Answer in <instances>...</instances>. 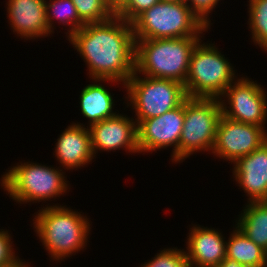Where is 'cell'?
<instances>
[{"label":"cell","mask_w":267,"mask_h":267,"mask_svg":"<svg viewBox=\"0 0 267 267\" xmlns=\"http://www.w3.org/2000/svg\"><path fill=\"white\" fill-rule=\"evenodd\" d=\"M92 81L94 83L82 88L81 95H79L81 113L89 123L86 127L118 114L113 111L115 105L113 95L103 84H100L107 81L113 84L118 81L112 79H92Z\"/></svg>","instance_id":"e0dca14e"},{"label":"cell","mask_w":267,"mask_h":267,"mask_svg":"<svg viewBox=\"0 0 267 267\" xmlns=\"http://www.w3.org/2000/svg\"><path fill=\"white\" fill-rule=\"evenodd\" d=\"M185 117V101L164 114L142 120L137 124L139 153H153L159 149L172 148L171 161L177 163V149Z\"/></svg>","instance_id":"30bf717a"},{"label":"cell","mask_w":267,"mask_h":267,"mask_svg":"<svg viewBox=\"0 0 267 267\" xmlns=\"http://www.w3.org/2000/svg\"><path fill=\"white\" fill-rule=\"evenodd\" d=\"M12 235L6 229H0V267L6 266H30L15 254ZM23 261V262H22Z\"/></svg>","instance_id":"cb8c5ba5"},{"label":"cell","mask_w":267,"mask_h":267,"mask_svg":"<svg viewBox=\"0 0 267 267\" xmlns=\"http://www.w3.org/2000/svg\"><path fill=\"white\" fill-rule=\"evenodd\" d=\"M185 249L164 248L157 253L151 260H147L141 267H190L186 257Z\"/></svg>","instance_id":"603a6c76"},{"label":"cell","mask_w":267,"mask_h":267,"mask_svg":"<svg viewBox=\"0 0 267 267\" xmlns=\"http://www.w3.org/2000/svg\"><path fill=\"white\" fill-rule=\"evenodd\" d=\"M222 107L216 98H190L185 100L184 124L177 149V163L196 152H212Z\"/></svg>","instance_id":"ba28073f"},{"label":"cell","mask_w":267,"mask_h":267,"mask_svg":"<svg viewBox=\"0 0 267 267\" xmlns=\"http://www.w3.org/2000/svg\"><path fill=\"white\" fill-rule=\"evenodd\" d=\"M196 44L189 62L185 91L190 98H216L238 77L236 70L214 43Z\"/></svg>","instance_id":"5b68a950"},{"label":"cell","mask_w":267,"mask_h":267,"mask_svg":"<svg viewBox=\"0 0 267 267\" xmlns=\"http://www.w3.org/2000/svg\"><path fill=\"white\" fill-rule=\"evenodd\" d=\"M220 0H186L187 6L192 14L201 22V24L210 29L211 20L209 14L215 9Z\"/></svg>","instance_id":"d4e9b609"},{"label":"cell","mask_w":267,"mask_h":267,"mask_svg":"<svg viewBox=\"0 0 267 267\" xmlns=\"http://www.w3.org/2000/svg\"><path fill=\"white\" fill-rule=\"evenodd\" d=\"M200 37L135 40V72L185 85L189 62Z\"/></svg>","instance_id":"3957f363"},{"label":"cell","mask_w":267,"mask_h":267,"mask_svg":"<svg viewBox=\"0 0 267 267\" xmlns=\"http://www.w3.org/2000/svg\"><path fill=\"white\" fill-rule=\"evenodd\" d=\"M135 40L203 37L205 28L186 3L158 2L132 22Z\"/></svg>","instance_id":"8992f818"},{"label":"cell","mask_w":267,"mask_h":267,"mask_svg":"<svg viewBox=\"0 0 267 267\" xmlns=\"http://www.w3.org/2000/svg\"><path fill=\"white\" fill-rule=\"evenodd\" d=\"M164 3H186V0H159Z\"/></svg>","instance_id":"f1b7e54d"},{"label":"cell","mask_w":267,"mask_h":267,"mask_svg":"<svg viewBox=\"0 0 267 267\" xmlns=\"http://www.w3.org/2000/svg\"><path fill=\"white\" fill-rule=\"evenodd\" d=\"M158 2L159 0H128L116 15L131 23L138 15Z\"/></svg>","instance_id":"484cf974"},{"label":"cell","mask_w":267,"mask_h":267,"mask_svg":"<svg viewBox=\"0 0 267 267\" xmlns=\"http://www.w3.org/2000/svg\"><path fill=\"white\" fill-rule=\"evenodd\" d=\"M226 240V258L247 267H267V252L256 245L235 225Z\"/></svg>","instance_id":"d6986e66"},{"label":"cell","mask_w":267,"mask_h":267,"mask_svg":"<svg viewBox=\"0 0 267 267\" xmlns=\"http://www.w3.org/2000/svg\"><path fill=\"white\" fill-rule=\"evenodd\" d=\"M55 168L21 161L1 176V188L20 204L46 202L52 198L55 200L69 189L66 172L59 167Z\"/></svg>","instance_id":"277c9868"},{"label":"cell","mask_w":267,"mask_h":267,"mask_svg":"<svg viewBox=\"0 0 267 267\" xmlns=\"http://www.w3.org/2000/svg\"><path fill=\"white\" fill-rule=\"evenodd\" d=\"M81 213L66 205L47 204L33 215L37 238L53 261H64L87 246L91 221Z\"/></svg>","instance_id":"7a4b0ae2"},{"label":"cell","mask_w":267,"mask_h":267,"mask_svg":"<svg viewBox=\"0 0 267 267\" xmlns=\"http://www.w3.org/2000/svg\"><path fill=\"white\" fill-rule=\"evenodd\" d=\"M67 40L82 56L91 80L112 79L124 88L135 72L132 24L117 15L104 22L85 24Z\"/></svg>","instance_id":"6da1fadb"},{"label":"cell","mask_w":267,"mask_h":267,"mask_svg":"<svg viewBox=\"0 0 267 267\" xmlns=\"http://www.w3.org/2000/svg\"><path fill=\"white\" fill-rule=\"evenodd\" d=\"M266 141L267 130L264 127L233 121L222 115L211 153L232 164L261 147Z\"/></svg>","instance_id":"8fae6325"},{"label":"cell","mask_w":267,"mask_h":267,"mask_svg":"<svg viewBox=\"0 0 267 267\" xmlns=\"http://www.w3.org/2000/svg\"><path fill=\"white\" fill-rule=\"evenodd\" d=\"M6 6L10 27L21 39L52 35L46 20V0H8Z\"/></svg>","instance_id":"9a60e30c"},{"label":"cell","mask_w":267,"mask_h":267,"mask_svg":"<svg viewBox=\"0 0 267 267\" xmlns=\"http://www.w3.org/2000/svg\"><path fill=\"white\" fill-rule=\"evenodd\" d=\"M110 10L116 15L128 0H104Z\"/></svg>","instance_id":"4316f807"},{"label":"cell","mask_w":267,"mask_h":267,"mask_svg":"<svg viewBox=\"0 0 267 267\" xmlns=\"http://www.w3.org/2000/svg\"><path fill=\"white\" fill-rule=\"evenodd\" d=\"M94 156L98 151L124 149L127 153H139L136 121L127 115L118 114L88 126Z\"/></svg>","instance_id":"7c38bea8"},{"label":"cell","mask_w":267,"mask_h":267,"mask_svg":"<svg viewBox=\"0 0 267 267\" xmlns=\"http://www.w3.org/2000/svg\"><path fill=\"white\" fill-rule=\"evenodd\" d=\"M71 1L74 3L80 19L85 24L104 22L115 15L104 0Z\"/></svg>","instance_id":"7402d4cb"},{"label":"cell","mask_w":267,"mask_h":267,"mask_svg":"<svg viewBox=\"0 0 267 267\" xmlns=\"http://www.w3.org/2000/svg\"><path fill=\"white\" fill-rule=\"evenodd\" d=\"M125 88L126 107L131 106L135 110L136 124L160 116L180 106L188 98L182 83L171 79L141 77L136 72L124 85Z\"/></svg>","instance_id":"52a82bcc"},{"label":"cell","mask_w":267,"mask_h":267,"mask_svg":"<svg viewBox=\"0 0 267 267\" xmlns=\"http://www.w3.org/2000/svg\"><path fill=\"white\" fill-rule=\"evenodd\" d=\"M233 177L246 193L247 202L267 201V141L233 163Z\"/></svg>","instance_id":"4fadbf2b"},{"label":"cell","mask_w":267,"mask_h":267,"mask_svg":"<svg viewBox=\"0 0 267 267\" xmlns=\"http://www.w3.org/2000/svg\"><path fill=\"white\" fill-rule=\"evenodd\" d=\"M6 267H30V266H6Z\"/></svg>","instance_id":"f546056e"},{"label":"cell","mask_w":267,"mask_h":267,"mask_svg":"<svg viewBox=\"0 0 267 267\" xmlns=\"http://www.w3.org/2000/svg\"><path fill=\"white\" fill-rule=\"evenodd\" d=\"M192 226L185 250L190 267H216L226 258L225 236L215 228Z\"/></svg>","instance_id":"5bb4252c"},{"label":"cell","mask_w":267,"mask_h":267,"mask_svg":"<svg viewBox=\"0 0 267 267\" xmlns=\"http://www.w3.org/2000/svg\"><path fill=\"white\" fill-rule=\"evenodd\" d=\"M265 93L262 85L251 78L247 76L237 78L219 99L222 115L233 121L266 128L267 95Z\"/></svg>","instance_id":"9c48e42d"},{"label":"cell","mask_w":267,"mask_h":267,"mask_svg":"<svg viewBox=\"0 0 267 267\" xmlns=\"http://www.w3.org/2000/svg\"><path fill=\"white\" fill-rule=\"evenodd\" d=\"M216 267H247V266L225 258Z\"/></svg>","instance_id":"83f0119b"},{"label":"cell","mask_w":267,"mask_h":267,"mask_svg":"<svg viewBox=\"0 0 267 267\" xmlns=\"http://www.w3.org/2000/svg\"><path fill=\"white\" fill-rule=\"evenodd\" d=\"M238 216L239 230L267 252V201L248 202Z\"/></svg>","instance_id":"ac0fdd59"},{"label":"cell","mask_w":267,"mask_h":267,"mask_svg":"<svg viewBox=\"0 0 267 267\" xmlns=\"http://www.w3.org/2000/svg\"><path fill=\"white\" fill-rule=\"evenodd\" d=\"M54 19L58 20V23L63 24V26H69L65 33L67 38H70L85 25L71 0H49V2L46 0V20L51 33L55 29Z\"/></svg>","instance_id":"ffe728a7"},{"label":"cell","mask_w":267,"mask_h":267,"mask_svg":"<svg viewBox=\"0 0 267 267\" xmlns=\"http://www.w3.org/2000/svg\"><path fill=\"white\" fill-rule=\"evenodd\" d=\"M248 24L251 39L267 52V0H249Z\"/></svg>","instance_id":"44dd1931"},{"label":"cell","mask_w":267,"mask_h":267,"mask_svg":"<svg viewBox=\"0 0 267 267\" xmlns=\"http://www.w3.org/2000/svg\"><path fill=\"white\" fill-rule=\"evenodd\" d=\"M55 157L64 171L77 170L88 165L96 157L92 151L91 135L83 123H71L59 135L55 145Z\"/></svg>","instance_id":"2e32d148"}]
</instances>
